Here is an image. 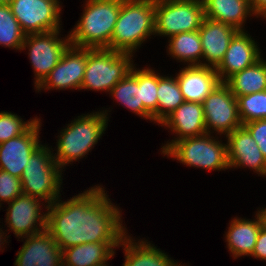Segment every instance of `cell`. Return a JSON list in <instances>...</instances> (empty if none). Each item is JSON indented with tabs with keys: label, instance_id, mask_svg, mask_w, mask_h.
Segmentation results:
<instances>
[{
	"label": "cell",
	"instance_id": "obj_1",
	"mask_svg": "<svg viewBox=\"0 0 266 266\" xmlns=\"http://www.w3.org/2000/svg\"><path fill=\"white\" fill-rule=\"evenodd\" d=\"M88 189L47 206L46 230L62 251L88 242H121L128 233L121 209L112 203L105 187Z\"/></svg>",
	"mask_w": 266,
	"mask_h": 266
},
{
	"label": "cell",
	"instance_id": "obj_2",
	"mask_svg": "<svg viewBox=\"0 0 266 266\" xmlns=\"http://www.w3.org/2000/svg\"><path fill=\"white\" fill-rule=\"evenodd\" d=\"M108 112L106 109L82 114L61 129L57 136V150L52 151H56L54 160L62 169L91 152L107 129Z\"/></svg>",
	"mask_w": 266,
	"mask_h": 266
},
{
	"label": "cell",
	"instance_id": "obj_3",
	"mask_svg": "<svg viewBox=\"0 0 266 266\" xmlns=\"http://www.w3.org/2000/svg\"><path fill=\"white\" fill-rule=\"evenodd\" d=\"M123 0H86L80 19L69 31L71 45L108 48Z\"/></svg>",
	"mask_w": 266,
	"mask_h": 266
},
{
	"label": "cell",
	"instance_id": "obj_4",
	"mask_svg": "<svg viewBox=\"0 0 266 266\" xmlns=\"http://www.w3.org/2000/svg\"><path fill=\"white\" fill-rule=\"evenodd\" d=\"M151 35H155V0H123L109 49L134 55Z\"/></svg>",
	"mask_w": 266,
	"mask_h": 266
},
{
	"label": "cell",
	"instance_id": "obj_5",
	"mask_svg": "<svg viewBox=\"0 0 266 266\" xmlns=\"http://www.w3.org/2000/svg\"><path fill=\"white\" fill-rule=\"evenodd\" d=\"M52 148L40 145L30 156L21 176L23 194L44 200L47 206L61 197L63 170L54 160Z\"/></svg>",
	"mask_w": 266,
	"mask_h": 266
},
{
	"label": "cell",
	"instance_id": "obj_6",
	"mask_svg": "<svg viewBox=\"0 0 266 266\" xmlns=\"http://www.w3.org/2000/svg\"><path fill=\"white\" fill-rule=\"evenodd\" d=\"M212 135V136H211ZM218 136L205 133L203 135L183 138L175 141L163 155L178 160L188 167L211 170H227V142L222 143Z\"/></svg>",
	"mask_w": 266,
	"mask_h": 266
},
{
	"label": "cell",
	"instance_id": "obj_7",
	"mask_svg": "<svg viewBox=\"0 0 266 266\" xmlns=\"http://www.w3.org/2000/svg\"><path fill=\"white\" fill-rule=\"evenodd\" d=\"M133 56L131 53L108 48H87V64L80 90L110 93L112 88L131 71L134 65Z\"/></svg>",
	"mask_w": 266,
	"mask_h": 266
},
{
	"label": "cell",
	"instance_id": "obj_8",
	"mask_svg": "<svg viewBox=\"0 0 266 266\" xmlns=\"http://www.w3.org/2000/svg\"><path fill=\"white\" fill-rule=\"evenodd\" d=\"M204 18L202 0H155V36L198 30Z\"/></svg>",
	"mask_w": 266,
	"mask_h": 266
},
{
	"label": "cell",
	"instance_id": "obj_9",
	"mask_svg": "<svg viewBox=\"0 0 266 266\" xmlns=\"http://www.w3.org/2000/svg\"><path fill=\"white\" fill-rule=\"evenodd\" d=\"M61 30L44 33L26 34L21 50L28 49L29 60L34 72L36 89L59 63L63 54L71 45L69 34L64 38ZM60 37V38H59Z\"/></svg>",
	"mask_w": 266,
	"mask_h": 266
},
{
	"label": "cell",
	"instance_id": "obj_10",
	"mask_svg": "<svg viewBox=\"0 0 266 266\" xmlns=\"http://www.w3.org/2000/svg\"><path fill=\"white\" fill-rule=\"evenodd\" d=\"M207 133L226 137L242 127L235 95L225 82H220L202 102Z\"/></svg>",
	"mask_w": 266,
	"mask_h": 266
},
{
	"label": "cell",
	"instance_id": "obj_11",
	"mask_svg": "<svg viewBox=\"0 0 266 266\" xmlns=\"http://www.w3.org/2000/svg\"><path fill=\"white\" fill-rule=\"evenodd\" d=\"M60 0H9L13 15L25 34L61 30Z\"/></svg>",
	"mask_w": 266,
	"mask_h": 266
},
{
	"label": "cell",
	"instance_id": "obj_12",
	"mask_svg": "<svg viewBox=\"0 0 266 266\" xmlns=\"http://www.w3.org/2000/svg\"><path fill=\"white\" fill-rule=\"evenodd\" d=\"M40 202L47 209L45 202L26 194H22L12 202L7 203L8 209L4 222L9 229L5 231L9 233L11 230L18 240L21 238L23 241V237L34 235L45 230L47 213L46 210L45 213L43 211L41 213L43 207H41Z\"/></svg>",
	"mask_w": 266,
	"mask_h": 266
},
{
	"label": "cell",
	"instance_id": "obj_13",
	"mask_svg": "<svg viewBox=\"0 0 266 266\" xmlns=\"http://www.w3.org/2000/svg\"><path fill=\"white\" fill-rule=\"evenodd\" d=\"M87 64V48L70 45L59 63L36 88L41 90H80ZM54 88V89H53Z\"/></svg>",
	"mask_w": 266,
	"mask_h": 266
},
{
	"label": "cell",
	"instance_id": "obj_14",
	"mask_svg": "<svg viewBox=\"0 0 266 266\" xmlns=\"http://www.w3.org/2000/svg\"><path fill=\"white\" fill-rule=\"evenodd\" d=\"M39 118L25 133L0 144V169L21 178L30 156L41 145Z\"/></svg>",
	"mask_w": 266,
	"mask_h": 266
},
{
	"label": "cell",
	"instance_id": "obj_15",
	"mask_svg": "<svg viewBox=\"0 0 266 266\" xmlns=\"http://www.w3.org/2000/svg\"><path fill=\"white\" fill-rule=\"evenodd\" d=\"M229 168L245 167L260 177L266 176V159L256 141L242 126L226 136Z\"/></svg>",
	"mask_w": 266,
	"mask_h": 266
},
{
	"label": "cell",
	"instance_id": "obj_16",
	"mask_svg": "<svg viewBox=\"0 0 266 266\" xmlns=\"http://www.w3.org/2000/svg\"><path fill=\"white\" fill-rule=\"evenodd\" d=\"M247 31H238L232 38L224 59L216 68L220 82H226L235 73L253 65L261 55L258 42Z\"/></svg>",
	"mask_w": 266,
	"mask_h": 266
},
{
	"label": "cell",
	"instance_id": "obj_17",
	"mask_svg": "<svg viewBox=\"0 0 266 266\" xmlns=\"http://www.w3.org/2000/svg\"><path fill=\"white\" fill-rule=\"evenodd\" d=\"M175 133L174 139L167 141L161 148L163 154L175 141L195 137L207 133L203 105L184 101L176 110L169 114L160 124Z\"/></svg>",
	"mask_w": 266,
	"mask_h": 266
},
{
	"label": "cell",
	"instance_id": "obj_18",
	"mask_svg": "<svg viewBox=\"0 0 266 266\" xmlns=\"http://www.w3.org/2000/svg\"><path fill=\"white\" fill-rule=\"evenodd\" d=\"M23 238L15 266H62V250L46 229Z\"/></svg>",
	"mask_w": 266,
	"mask_h": 266
},
{
	"label": "cell",
	"instance_id": "obj_19",
	"mask_svg": "<svg viewBox=\"0 0 266 266\" xmlns=\"http://www.w3.org/2000/svg\"><path fill=\"white\" fill-rule=\"evenodd\" d=\"M198 30L203 49L202 66L216 69L224 59L229 44L238 30L206 17Z\"/></svg>",
	"mask_w": 266,
	"mask_h": 266
},
{
	"label": "cell",
	"instance_id": "obj_20",
	"mask_svg": "<svg viewBox=\"0 0 266 266\" xmlns=\"http://www.w3.org/2000/svg\"><path fill=\"white\" fill-rule=\"evenodd\" d=\"M184 100L201 103L220 83L216 69L207 66H186L176 75Z\"/></svg>",
	"mask_w": 266,
	"mask_h": 266
},
{
	"label": "cell",
	"instance_id": "obj_21",
	"mask_svg": "<svg viewBox=\"0 0 266 266\" xmlns=\"http://www.w3.org/2000/svg\"><path fill=\"white\" fill-rule=\"evenodd\" d=\"M256 218L246 219L234 217L229 222L228 231L225 233V241L228 251L234 259L242 256H250L254 250L258 233L263 224L259 211L255 213Z\"/></svg>",
	"mask_w": 266,
	"mask_h": 266
},
{
	"label": "cell",
	"instance_id": "obj_22",
	"mask_svg": "<svg viewBox=\"0 0 266 266\" xmlns=\"http://www.w3.org/2000/svg\"><path fill=\"white\" fill-rule=\"evenodd\" d=\"M128 233L123 237L118 247H123L125 262L123 266H187L178 262L167 253L157 249V247L145 239L136 240Z\"/></svg>",
	"mask_w": 266,
	"mask_h": 266
},
{
	"label": "cell",
	"instance_id": "obj_23",
	"mask_svg": "<svg viewBox=\"0 0 266 266\" xmlns=\"http://www.w3.org/2000/svg\"><path fill=\"white\" fill-rule=\"evenodd\" d=\"M121 242L84 243L62 251V266H110Z\"/></svg>",
	"mask_w": 266,
	"mask_h": 266
},
{
	"label": "cell",
	"instance_id": "obj_24",
	"mask_svg": "<svg viewBox=\"0 0 266 266\" xmlns=\"http://www.w3.org/2000/svg\"><path fill=\"white\" fill-rule=\"evenodd\" d=\"M202 1L206 18L228 24L238 31H244L247 18L255 16L250 0Z\"/></svg>",
	"mask_w": 266,
	"mask_h": 266
},
{
	"label": "cell",
	"instance_id": "obj_25",
	"mask_svg": "<svg viewBox=\"0 0 266 266\" xmlns=\"http://www.w3.org/2000/svg\"><path fill=\"white\" fill-rule=\"evenodd\" d=\"M135 66L134 64L131 71L112 88L109 95L119 105H124L126 109L142 117V119H148L152 122V114L143 106V101L141 100V87L138 85V69Z\"/></svg>",
	"mask_w": 266,
	"mask_h": 266
},
{
	"label": "cell",
	"instance_id": "obj_26",
	"mask_svg": "<svg viewBox=\"0 0 266 266\" xmlns=\"http://www.w3.org/2000/svg\"><path fill=\"white\" fill-rule=\"evenodd\" d=\"M167 39L168 55L187 66H202L203 49L199 30L179 33Z\"/></svg>",
	"mask_w": 266,
	"mask_h": 266
},
{
	"label": "cell",
	"instance_id": "obj_27",
	"mask_svg": "<svg viewBox=\"0 0 266 266\" xmlns=\"http://www.w3.org/2000/svg\"><path fill=\"white\" fill-rule=\"evenodd\" d=\"M237 98L266 90V60L261 57L253 65L235 73L225 82Z\"/></svg>",
	"mask_w": 266,
	"mask_h": 266
},
{
	"label": "cell",
	"instance_id": "obj_28",
	"mask_svg": "<svg viewBox=\"0 0 266 266\" xmlns=\"http://www.w3.org/2000/svg\"><path fill=\"white\" fill-rule=\"evenodd\" d=\"M157 124L176 110L185 100L176 76L160 75L158 72Z\"/></svg>",
	"mask_w": 266,
	"mask_h": 266
},
{
	"label": "cell",
	"instance_id": "obj_29",
	"mask_svg": "<svg viewBox=\"0 0 266 266\" xmlns=\"http://www.w3.org/2000/svg\"><path fill=\"white\" fill-rule=\"evenodd\" d=\"M25 36L9 4L0 2V46L21 51Z\"/></svg>",
	"mask_w": 266,
	"mask_h": 266
},
{
	"label": "cell",
	"instance_id": "obj_30",
	"mask_svg": "<svg viewBox=\"0 0 266 266\" xmlns=\"http://www.w3.org/2000/svg\"><path fill=\"white\" fill-rule=\"evenodd\" d=\"M138 85L141 87L143 106L152 114V122L157 123L158 73L149 67L138 68Z\"/></svg>",
	"mask_w": 266,
	"mask_h": 266
},
{
	"label": "cell",
	"instance_id": "obj_31",
	"mask_svg": "<svg viewBox=\"0 0 266 266\" xmlns=\"http://www.w3.org/2000/svg\"><path fill=\"white\" fill-rule=\"evenodd\" d=\"M238 113L242 124L266 119V90L238 96Z\"/></svg>",
	"mask_w": 266,
	"mask_h": 266
},
{
	"label": "cell",
	"instance_id": "obj_32",
	"mask_svg": "<svg viewBox=\"0 0 266 266\" xmlns=\"http://www.w3.org/2000/svg\"><path fill=\"white\" fill-rule=\"evenodd\" d=\"M39 118L24 121L21 116L8 111L0 112V144L25 133Z\"/></svg>",
	"mask_w": 266,
	"mask_h": 266
},
{
	"label": "cell",
	"instance_id": "obj_33",
	"mask_svg": "<svg viewBox=\"0 0 266 266\" xmlns=\"http://www.w3.org/2000/svg\"><path fill=\"white\" fill-rule=\"evenodd\" d=\"M23 194L21 179L0 169V208Z\"/></svg>",
	"mask_w": 266,
	"mask_h": 266
},
{
	"label": "cell",
	"instance_id": "obj_34",
	"mask_svg": "<svg viewBox=\"0 0 266 266\" xmlns=\"http://www.w3.org/2000/svg\"><path fill=\"white\" fill-rule=\"evenodd\" d=\"M254 138L266 159V119L254 120L242 125Z\"/></svg>",
	"mask_w": 266,
	"mask_h": 266
},
{
	"label": "cell",
	"instance_id": "obj_35",
	"mask_svg": "<svg viewBox=\"0 0 266 266\" xmlns=\"http://www.w3.org/2000/svg\"><path fill=\"white\" fill-rule=\"evenodd\" d=\"M251 257L266 261V227L263 225L258 233Z\"/></svg>",
	"mask_w": 266,
	"mask_h": 266
},
{
	"label": "cell",
	"instance_id": "obj_36",
	"mask_svg": "<svg viewBox=\"0 0 266 266\" xmlns=\"http://www.w3.org/2000/svg\"><path fill=\"white\" fill-rule=\"evenodd\" d=\"M250 4L255 17L266 20V0H250Z\"/></svg>",
	"mask_w": 266,
	"mask_h": 266
},
{
	"label": "cell",
	"instance_id": "obj_37",
	"mask_svg": "<svg viewBox=\"0 0 266 266\" xmlns=\"http://www.w3.org/2000/svg\"><path fill=\"white\" fill-rule=\"evenodd\" d=\"M2 229H3V227L1 228V225H0V250H4V248L3 249H1V248L6 246L5 244L8 243V237H10V236H7V234H9V233H7V232L5 233V231ZM2 245H4V246H2Z\"/></svg>",
	"mask_w": 266,
	"mask_h": 266
},
{
	"label": "cell",
	"instance_id": "obj_38",
	"mask_svg": "<svg viewBox=\"0 0 266 266\" xmlns=\"http://www.w3.org/2000/svg\"><path fill=\"white\" fill-rule=\"evenodd\" d=\"M258 211L260 212L263 219V224L266 227V207H262V209L260 208Z\"/></svg>",
	"mask_w": 266,
	"mask_h": 266
},
{
	"label": "cell",
	"instance_id": "obj_39",
	"mask_svg": "<svg viewBox=\"0 0 266 266\" xmlns=\"http://www.w3.org/2000/svg\"><path fill=\"white\" fill-rule=\"evenodd\" d=\"M9 0H0V2L7 3Z\"/></svg>",
	"mask_w": 266,
	"mask_h": 266
}]
</instances>
